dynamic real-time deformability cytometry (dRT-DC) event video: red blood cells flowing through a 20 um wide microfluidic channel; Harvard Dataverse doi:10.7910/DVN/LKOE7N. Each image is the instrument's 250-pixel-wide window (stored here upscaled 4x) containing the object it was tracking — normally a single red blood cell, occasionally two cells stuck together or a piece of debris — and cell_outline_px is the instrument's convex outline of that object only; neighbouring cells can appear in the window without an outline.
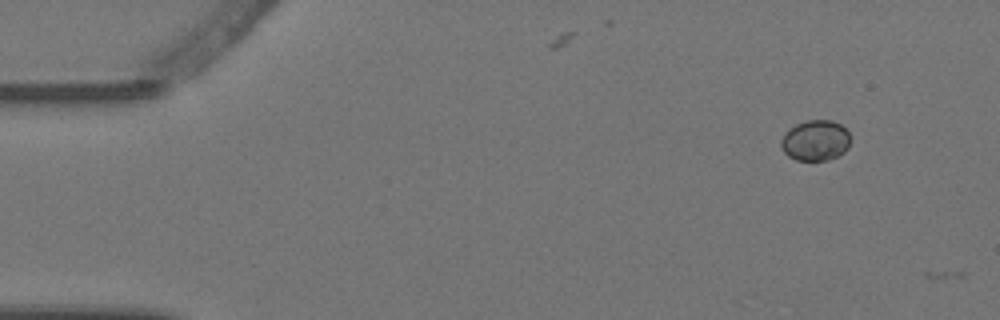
{"species": "Egyptian fruit bat (a non-hibernating species)", "species_latin": "Rousettus aegyptiacus", "temperature_condition": "warm", "stored_images_in_passage": 2, "camera_frame_rate_fps": 3000, "um_per_image_px": 0.085, "animal": {"sex": "female"}, "frame": {"image": 1, "passage_image": 1, "time_ms": 0.0, "image_size_px": [1000, 320], "cell_outline_px": [[848, 148], [844, 152], [828, 160], [796, 160], [788, 156], [784, 152], [780, 144], [780, 140], [784, 132], [788, 128], [796, 124], [808, 120], [832, 120], [840, 124], [848, 132]], "centroid_in_image_um": [69.26, 11.93], "position_along_channel_um": 15.7, "area_um2": 16.42}}